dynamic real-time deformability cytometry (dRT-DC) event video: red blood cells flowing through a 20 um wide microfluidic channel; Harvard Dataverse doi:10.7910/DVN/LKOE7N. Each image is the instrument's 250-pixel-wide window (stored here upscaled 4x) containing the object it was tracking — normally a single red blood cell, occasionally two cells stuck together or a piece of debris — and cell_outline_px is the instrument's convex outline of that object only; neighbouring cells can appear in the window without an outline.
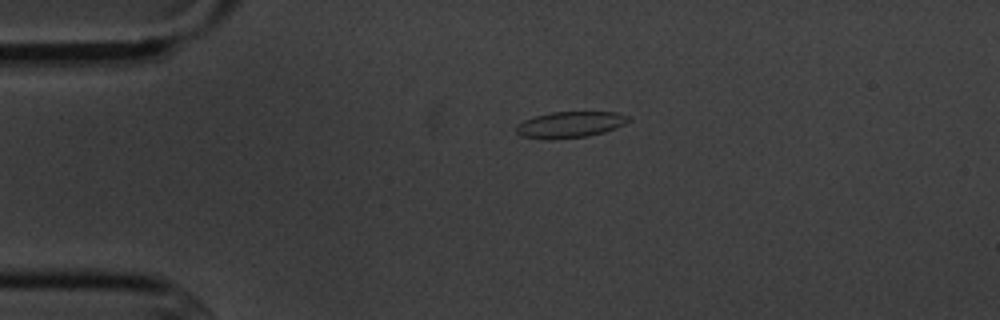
{"species": "common noctule bat (a hibernating species)", "species_latin": "Nyctalus noctula", "temperature_condition": "cold", "stored_images_in_passage": 2, "camera_frame_rate_fps": 3000, "um_per_image_px": 0.085, "animal": {"sex": "male", "body_mass_g": 20.1, "forearm_length_mm": 53.5}, "frame": {"image": 1, "passage_image": 1, "time_ms": 0.0, "image_size_px": [1000, 320], "cell_outline_px": [[632, 120], [616, 128], [604, 132], [588, 136], [520, 136], [516, 132], [516, 124], [524, 120], [536, 116], [552, 112], [616, 112], [628, 116]], "centroid_in_image_um": [48.54, 10.53], "position_along_channel_um": 36.5, "area_um2": 16.24}}
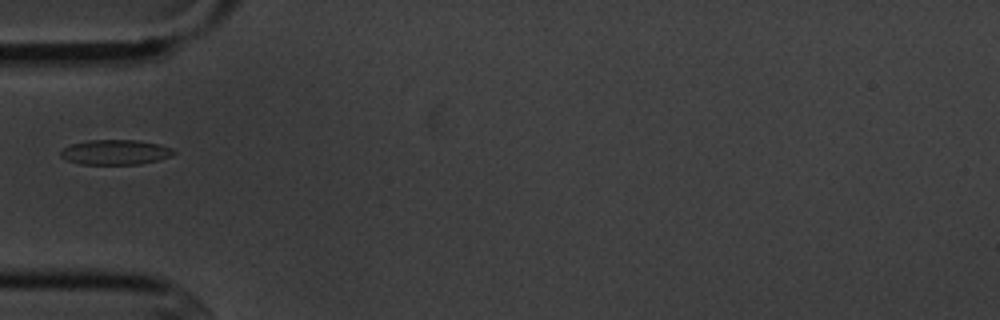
{"frame": {"image": 2, "passage_image": 2, "time_ms": 2.0, "image_size_px": [1000, 320], "cell_outline_px": [[176, 152], [172, 156], [140, 164], [80, 164], [68, 160], [60, 156], [60, 152], [64, 148], [72, 144], [88, 140], [136, 140], [160, 144], [172, 148]], "centroid_in_image_um": [9.82, 12.93], "position_along_channel_um": 75.2, "area_um2": 16.36}}